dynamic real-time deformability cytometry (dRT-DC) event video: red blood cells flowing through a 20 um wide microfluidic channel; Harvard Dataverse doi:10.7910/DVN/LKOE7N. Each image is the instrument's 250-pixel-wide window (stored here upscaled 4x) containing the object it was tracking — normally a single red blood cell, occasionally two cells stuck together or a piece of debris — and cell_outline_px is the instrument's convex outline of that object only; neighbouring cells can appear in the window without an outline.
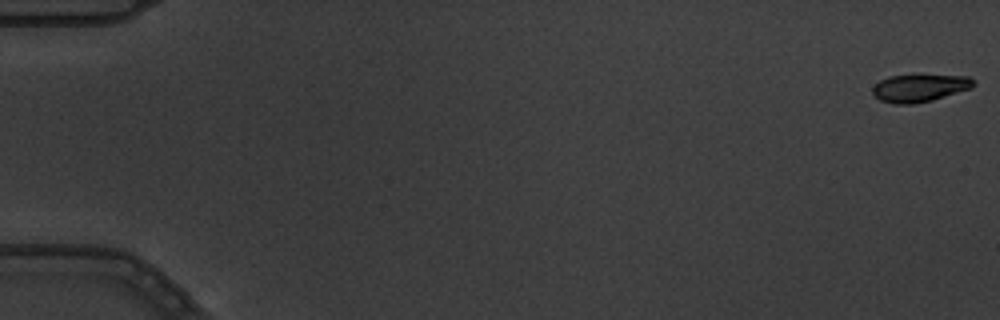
{"species": "common noctule bat (a hibernating species)", "species_latin": "Nyctalus noctula", "temperature_condition": "warm", "stored_images_in_passage": 6, "camera_frame_rate_fps": 3000, "um_per_image_px": 0.085, "animal": {"sex": "male", "body_mass_g": 19.5, "forearm_length_mm": 54.6}, "frame": {"image": 1, "passage_image": 1, "time_ms": 0.0, "image_size_px": [1000, 320], "cell_outline_px": [[976, 84], [972, 88], [932, 100], [912, 104], [892, 104], [880, 100], [872, 92], [872, 88], [880, 80], [888, 76], [968, 76]], "centroid_in_image_um": [78.15, 7.5], "position_along_channel_um": 6.9, "area_um2": 15.9}}
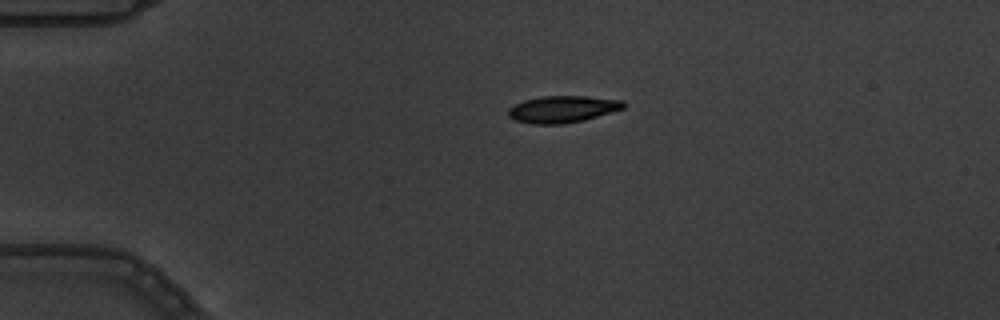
{"frame": {"image": 2, "passage_image": 5, "time_ms": 1.333, "image_size_px": [1000, 320], "cell_outline_px": [[624, 108], [612, 112], [584, 120], [564, 124], [532, 124], [516, 120], [508, 116], [508, 108], [524, 100], [544, 96], [584, 96], [624, 100]], "centroid_in_image_um": [47.82, 9.28], "position_along_channel_um": 37.2, "area_um2": 17.98}}